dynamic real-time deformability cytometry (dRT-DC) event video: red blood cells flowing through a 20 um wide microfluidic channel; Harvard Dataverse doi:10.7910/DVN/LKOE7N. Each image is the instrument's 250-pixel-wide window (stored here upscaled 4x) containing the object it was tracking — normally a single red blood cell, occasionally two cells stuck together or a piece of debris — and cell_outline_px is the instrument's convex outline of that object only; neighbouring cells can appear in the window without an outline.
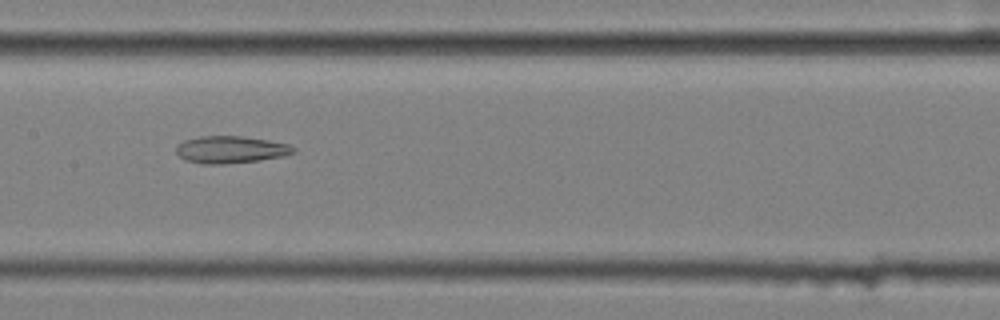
{"species": "common noctule bat (a hibernating species)", "species_latin": "Nyctalus noctula", "temperature_condition": "cold", "stored_images_in_passage": 9, "segment_of_instrument_passage": [2, 2], "camera_frame_rate_fps": 3000, "um_per_image_px": 0.085, "animal": {"sex": "female", "body_mass_g": 25.1}, "frame": {"image": 1, "passage_image": 9, "time_ms": 2.667, "image_size_px": [1000, 320], "cell_outline_px": [[296, 152], [284, 156], [260, 160], [224, 164], [200, 164], [184, 160], [176, 152], [176, 144], [184, 140], [200, 136], [240, 136], [268, 140], [288, 144], [296, 148]], "centroid_in_image_um": [19.59, 12.72], "position_along_channel_um": 187.8, "area_um2": 18.73}}